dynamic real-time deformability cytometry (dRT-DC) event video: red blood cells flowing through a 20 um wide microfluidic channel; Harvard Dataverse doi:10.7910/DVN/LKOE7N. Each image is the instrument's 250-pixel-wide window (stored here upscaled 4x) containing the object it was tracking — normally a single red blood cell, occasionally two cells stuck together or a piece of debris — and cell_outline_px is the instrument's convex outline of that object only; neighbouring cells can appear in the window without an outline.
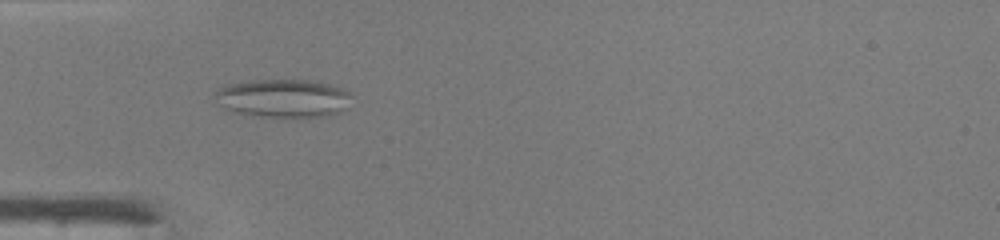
{"species": "common noctule bat (a hibernating species)", "species_latin": "Nyctalus noctula", "temperature_condition": "warm", "stored_images_in_passage": 36, "camera_frame_rate_fps": 3000, "um_per_image_px": 0.085, "animal": {"sex": "male", "body_mass_g": 19.0, "forearm_length_mm": 50.8}, "frame": {"image": 1, "passage_image": 4, "time_ms": 1.0, "image_size_px": [1000, 240], "cell_outline_px": [[352, 108], [332, 116], [256, 116], [236, 112], [224, 108], [216, 104], [216, 92], [220, 88], [228, 84], [252, 80], [316, 80], [344, 88], [348, 92]], "centroid_in_image_um": [24.14, 8.35], "position_along_channel_um": 60.9, "area_um2": 30.75}}
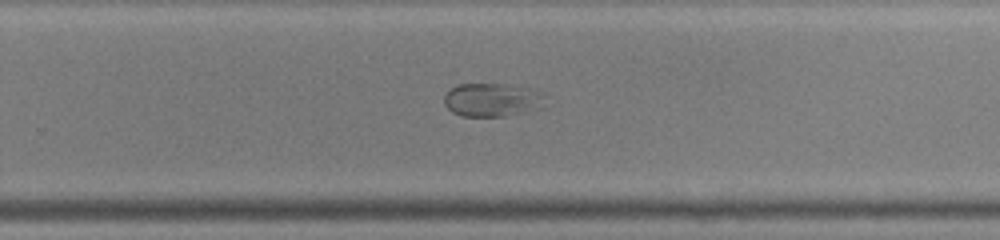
{"frame": {"image": 2, "passage_image": 20, "time_ms": 6.333, "image_size_px": [1000, 240], "cell_outline_px": [[544, 108], [504, 116], [460, 116], [452, 112], [444, 104], [444, 96], [456, 84], [508, 84], [528, 88], [544, 92]], "centroid_in_image_um": [41.86, 8.49], "position_along_channel_um": 287.9, "area_um2": 19.88}}
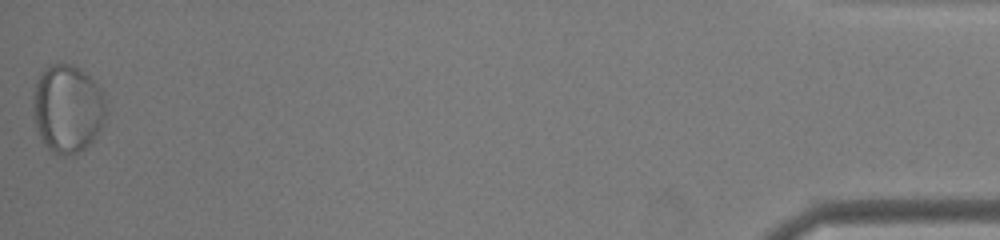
{"frame": {"image": 3, "passage_image": 36, "time_ms": 11.667, "image_size_px": [1000, 240], "cell_outline_px": [[108, 112], [96, 136], [80, 152], [64, 156], [60, 156], [52, 152], [44, 144], [40, 136], [32, 112], [32, 96], [40, 72], [44, 68], [52, 64], [76, 64], [100, 88], [104, 96]], "centroid_in_image_um": [5.73, 9.23], "position_along_channel_um": 429.5, "area_um2": 37.74}}